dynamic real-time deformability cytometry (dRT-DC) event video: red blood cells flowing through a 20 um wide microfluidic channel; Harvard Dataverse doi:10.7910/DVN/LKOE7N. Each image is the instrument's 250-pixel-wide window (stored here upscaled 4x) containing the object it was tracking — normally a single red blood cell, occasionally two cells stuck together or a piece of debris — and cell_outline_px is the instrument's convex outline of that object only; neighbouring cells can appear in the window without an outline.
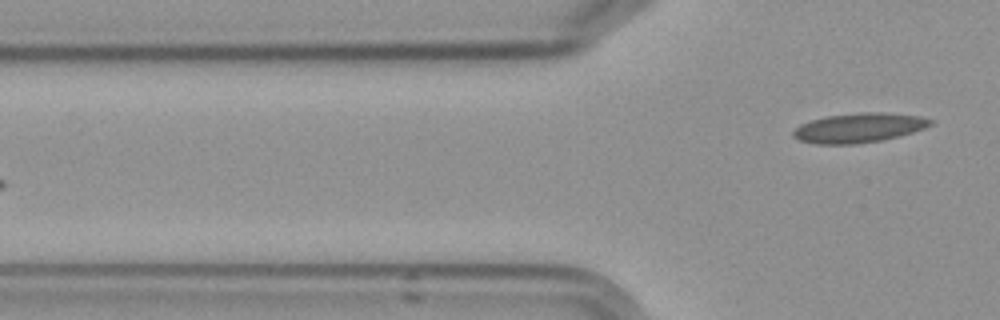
{"species": "Egyptian fruit bat (a non-hibernating species)", "species_latin": "Rousettus aegyptiacus", "temperature_condition": "cold", "stored_images_in_passage": 7, "camera_frame_rate_fps": 3000, "um_per_image_px": 0.085, "frame": {"image": 1, "passage_image": 7, "time_ms": 7.667, "image_size_px": [1000, 320], "cell_outline_px": [[932, 124], [924, 128], [900, 136], [880, 140], [856, 144], [816, 144], [800, 140], [792, 136], [792, 132], [800, 124], [812, 120], [828, 116], [860, 112], [888, 112], [920, 116], [932, 120]], "centroid_in_image_um": [73.01, 10.86], "position_along_channel_um": 52.8, "area_um2": 23.52}}